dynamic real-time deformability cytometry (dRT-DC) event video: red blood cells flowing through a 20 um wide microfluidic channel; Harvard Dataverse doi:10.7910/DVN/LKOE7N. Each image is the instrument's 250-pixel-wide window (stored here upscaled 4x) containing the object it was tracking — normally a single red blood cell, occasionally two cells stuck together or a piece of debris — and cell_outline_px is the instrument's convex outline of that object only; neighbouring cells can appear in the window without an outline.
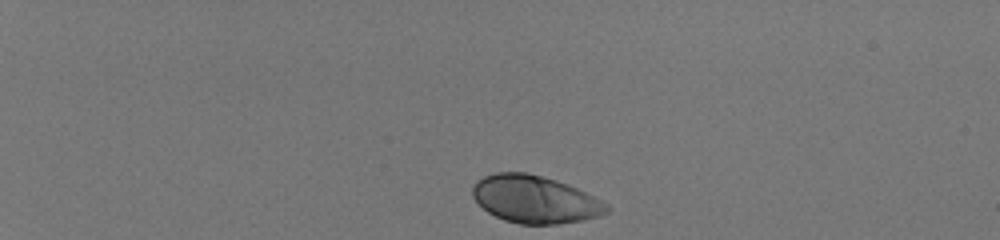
{"species": "human", "species_latin": "Homo sapiens", "temperature_condition": "room temperature", "stored_images_in_passage": 41, "camera_frame_rate_fps": 3000, "um_per_image_px": 0.085, "donor": {"sex": "male"}, "frame": {"image": 1, "passage_image": 1, "time_ms": 0.0, "image_size_px": [1000, 240], "cell_outline_px": [[612, 208], [608, 212], [600, 216], [584, 220], [556, 224], [520, 224], [504, 220], [488, 212], [472, 196], [472, 184], [476, 180], [484, 176], [496, 172], [528, 172], [556, 180], [568, 184], [608, 204]], "centroid_in_image_um": [45.47, 16.94], "position_along_channel_um": 39.5, "area_um2": 37.22}}
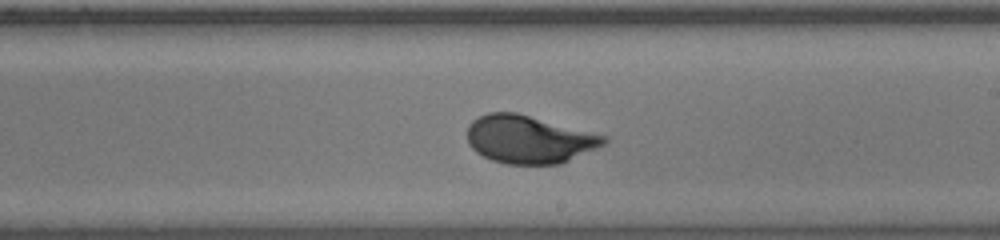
{"frame": {"image": 2, "passage_image": 24, "time_ms": 7.667, "image_size_px": [1000, 240], "cell_outline_px": [[608, 140], [604, 144], [596, 148], [560, 164], [504, 164], [492, 160], [476, 152], [468, 144], [468, 124], [472, 120], [488, 112], [516, 112], [608, 136]], "centroid_in_image_um": [44.95, 11.84], "position_along_channel_um": 244.1, "area_um2": 38.09}}
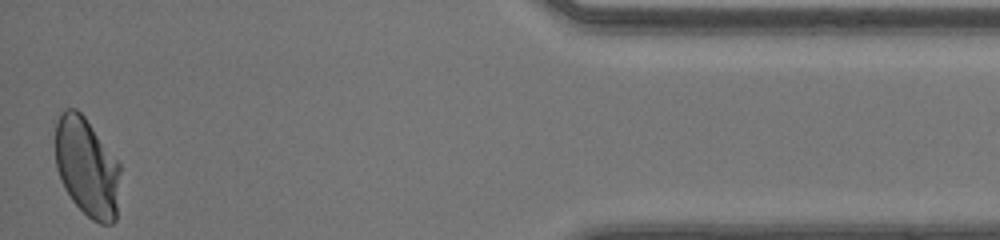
{"frame": {"image": 3, "passage_image": 41, "time_ms": 13.333, "image_size_px": [1000, 240], "cell_outline_px": [[120, 172], [116, 220], [112, 224], [100, 224], [92, 220], [72, 200], [64, 188], [56, 168], [56, 124], [60, 112], [68, 108], [76, 108], [84, 116], [120, 164]], "centroid_in_image_um": [7.39, 14.22], "position_along_channel_um": 427.8, "area_um2": 37.28}, "authors_computed_cell_mechanics": {"area_um2": 37.6278, "velocity_mm_per_s": 4.0884, "shape_relaxation_time_tau1_ms": 2.7192, "shape_relaxation_time_tau2_ms": null, "deformation_change_tau1": 0.1518, "deformation_change_tau2": null}}